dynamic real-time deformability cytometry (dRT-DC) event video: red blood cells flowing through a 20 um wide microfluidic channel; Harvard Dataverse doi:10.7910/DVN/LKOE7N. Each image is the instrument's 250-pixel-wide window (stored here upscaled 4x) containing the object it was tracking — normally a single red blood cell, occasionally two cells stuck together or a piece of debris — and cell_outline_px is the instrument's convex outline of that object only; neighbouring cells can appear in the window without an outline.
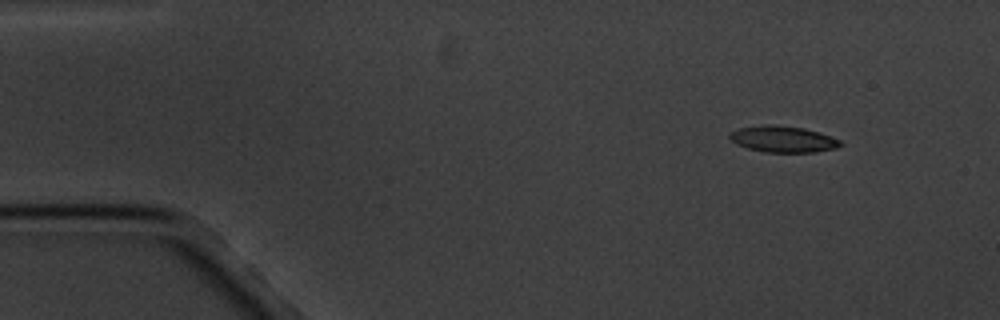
{"species": "common noctule bat (a hibernating species)", "species_latin": "Nyctalus noctula", "temperature_condition": "cold", "stored_images_in_passage": 3, "camera_frame_rate_fps": 3000, "um_per_image_px": 0.085, "animal": {"sex": "male", "body_mass_g": 20.1, "forearm_length_mm": 53.5}, "frame": {"image": 1, "passage_image": 1, "time_ms": 0.0, "image_size_px": [1000, 320], "cell_outline_px": [[844, 144], [836, 148], [816, 152], [764, 152], [748, 148], [736, 144], [728, 136], [728, 132], [740, 128], [764, 124], [776, 124], [804, 128], [840, 140]], "centroid_in_image_um": [66.52, 11.82], "position_along_channel_um": 18.5, "area_um2": 16.99}}